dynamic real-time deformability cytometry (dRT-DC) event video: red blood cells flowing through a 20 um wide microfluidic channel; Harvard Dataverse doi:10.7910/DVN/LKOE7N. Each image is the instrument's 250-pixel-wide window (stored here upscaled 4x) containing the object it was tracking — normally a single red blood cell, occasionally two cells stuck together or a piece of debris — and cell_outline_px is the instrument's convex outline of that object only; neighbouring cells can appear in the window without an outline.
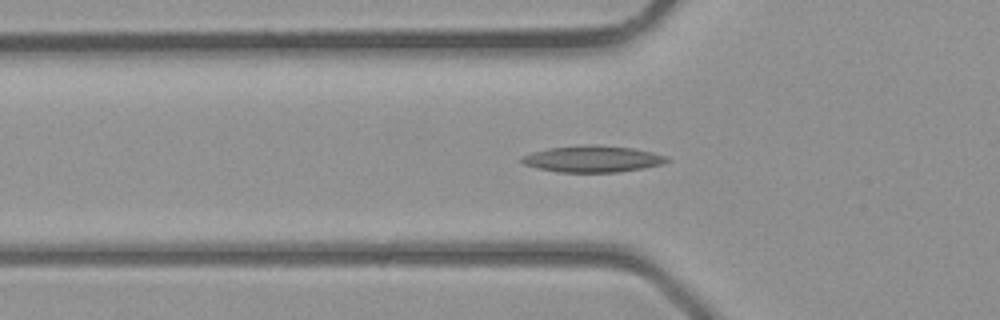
{"species": "common noctule bat (a hibernating species)", "species_latin": "Nyctalus noctula", "temperature_condition": "room temperature", "stored_images_in_passage": 31, "camera_frame_rate_fps": 3000, "um_per_image_px": 0.085, "animal": {"sex": "male", "body_mass_g": 23.1, "forearm_length_mm": 52.7}, "frame": {"image": 1, "passage_image": 4, "time_ms": 1.0, "image_size_px": [1000, 320], "cell_outline_px": [[672, 160], [664, 164], [644, 168], [620, 172], [556, 172], [524, 164], [520, 160], [520, 156], [532, 152], [548, 148], [580, 144], [596, 144], [632, 148], [652, 152], [668, 156]], "centroid_in_image_um": [50.4, 13.5], "position_along_channel_um": 75.4, "area_um2": 22.77}}
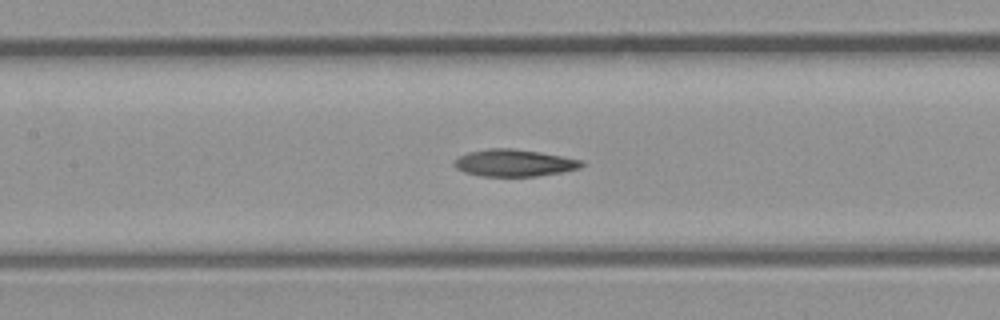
{"frame": {"image": 2, "passage_image": 9, "time_ms": 2.667, "image_size_px": [1000, 320], "cell_outline_px": [[584, 164], [580, 168], [560, 172], [536, 176], [480, 176], [464, 172], [456, 168], [452, 164], [460, 156], [468, 152], [488, 148], [512, 148], [540, 152], [584, 160]], "centroid_in_image_um": [43.7, 13.84], "position_along_channel_um": 163.7, "area_um2": 20.06}}
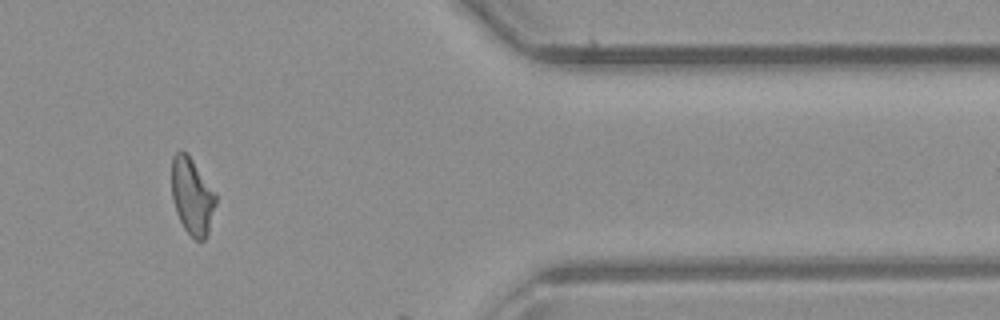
{"frame": {"image": 3, "passage_image": 24, "time_ms": 7.667, "image_size_px": [1000, 320], "cell_outline_px": [[216, 204], [208, 232], [204, 240], [196, 240], [184, 228], [176, 212], [172, 196], [172, 156], [180, 148], [192, 160], [216, 192]], "centroid_in_image_um": [16.33, 16.67], "position_along_channel_um": 395.1, "area_um2": 19.54}}